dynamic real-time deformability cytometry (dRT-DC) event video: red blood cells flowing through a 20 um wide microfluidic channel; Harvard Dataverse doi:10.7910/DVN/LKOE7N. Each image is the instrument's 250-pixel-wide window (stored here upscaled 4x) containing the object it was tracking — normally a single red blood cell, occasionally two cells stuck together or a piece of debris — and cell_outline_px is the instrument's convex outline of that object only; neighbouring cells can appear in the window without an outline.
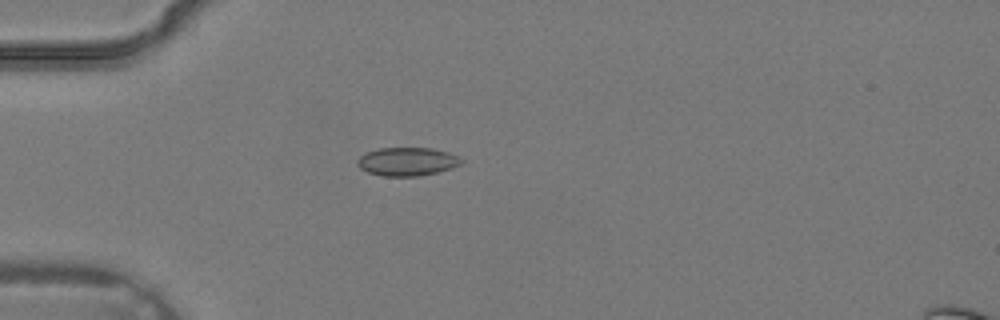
{"species": "common noctule bat (a hibernating species)", "species_latin": "Nyctalus noctula", "temperature_condition": "warm", "stored_images_in_passage": 3, "camera_frame_rate_fps": 3000, "um_per_image_px": 0.085, "animal": {"sex": "male", "body_mass_g": 19.2, "forearm_length_mm": 51.8}, "frame": {"image": 1, "passage_image": 3, "time_ms": 0.667, "image_size_px": [1000, 320], "cell_outline_px": [[464, 160], [460, 164], [452, 168], [420, 176], [384, 176], [368, 172], [360, 168], [356, 164], [356, 160], [360, 156], [376, 148], [432, 148], [448, 152], [460, 156]], "centroid_in_image_um": [34.62, 13.73], "position_along_channel_um": 50.4, "area_um2": 17.28}}